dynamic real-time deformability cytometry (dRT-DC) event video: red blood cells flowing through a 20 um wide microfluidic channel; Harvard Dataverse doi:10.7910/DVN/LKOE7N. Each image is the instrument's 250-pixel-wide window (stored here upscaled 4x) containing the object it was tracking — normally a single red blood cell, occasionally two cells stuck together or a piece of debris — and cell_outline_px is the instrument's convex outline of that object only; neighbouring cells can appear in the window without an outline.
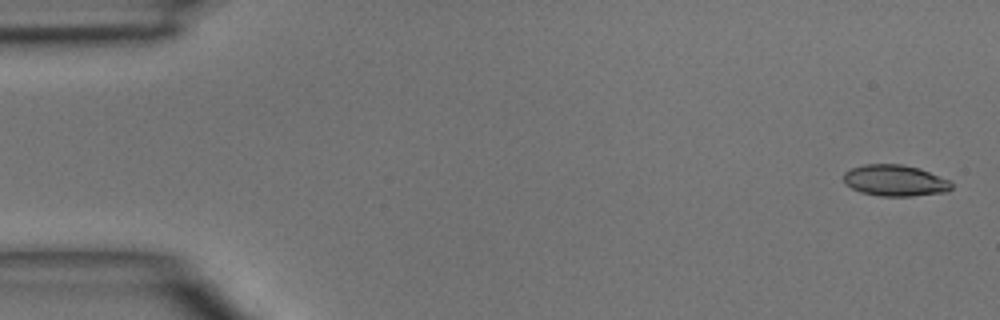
{"species": "common noctule bat (a hibernating species)", "species_latin": "Nyctalus noctula", "temperature_condition": "room temperature", "stored_images_in_passage": 4, "camera_frame_rate_fps": 3000, "um_per_image_px": 0.085, "animal": {"sex": "male", "body_mass_g": 15.6}, "frame": {"image": 1, "passage_image": 1, "time_ms": 0.0, "image_size_px": [1000, 320], "cell_outline_px": [[952, 188], [948, 192], [912, 196], [880, 196], [860, 192], [844, 184], [844, 172], [852, 168], [864, 164], [900, 164], [920, 168], [948, 180], [952, 184]], "centroid_in_image_um": [76.07, 15.35], "position_along_channel_um": 8.9, "area_um2": 19.71}}
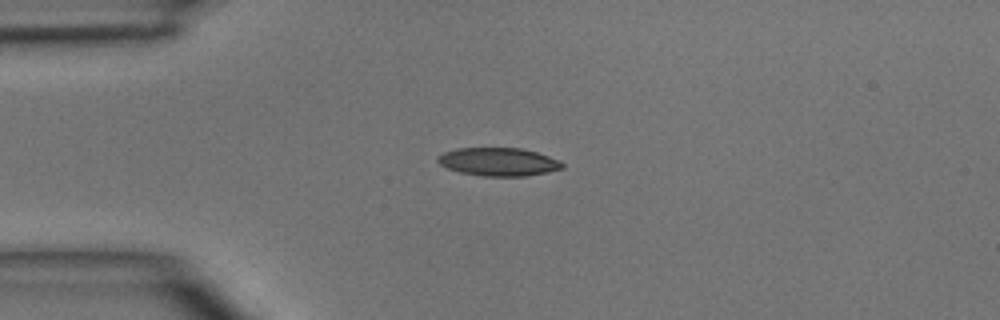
{"frame": {"image": 2, "passage_image": 4, "time_ms": 3.333, "image_size_px": [1000, 320], "cell_outline_px": [[564, 168], [548, 172], [524, 176], [480, 176], [460, 172], [448, 168], [440, 164], [436, 160], [444, 152], [456, 148], [520, 148], [536, 152], [560, 160], [564, 164]], "centroid_in_image_um": [42.39, 13.76], "position_along_channel_um": 42.6, "area_um2": 20.4}}